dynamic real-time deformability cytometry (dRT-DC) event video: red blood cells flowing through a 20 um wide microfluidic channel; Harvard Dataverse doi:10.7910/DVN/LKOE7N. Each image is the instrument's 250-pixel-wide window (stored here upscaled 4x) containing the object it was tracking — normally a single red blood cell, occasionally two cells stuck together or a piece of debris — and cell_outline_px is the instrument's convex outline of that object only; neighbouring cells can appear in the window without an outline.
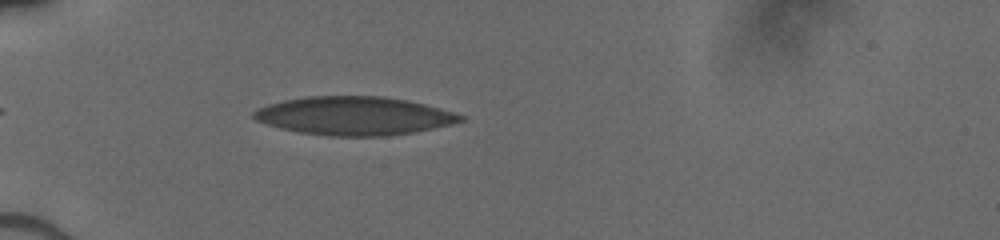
{"species": "human", "species_latin": "Homo sapiens", "temperature_condition": "cold", "stored_images_in_passage": 37, "camera_frame_rate_fps": 3000, "um_per_image_px": 0.085, "donor": {"sex": "male"}, "frame": {"image": 1, "passage_image": 3, "time_ms": 0.667, "image_size_px": [1000, 240], "cell_outline_px": [[464, 120], [452, 124], [412, 132], [388, 136], [328, 136], [300, 132], [280, 128], [256, 120], [252, 116], [252, 112], [268, 104], [284, 100], [304, 96], [380, 96], [408, 100], [424, 104], [452, 112], [464, 116]], "centroid_in_image_um": [30.08, 9.84], "position_along_channel_um": 54.9, "area_um2": 46.07}}
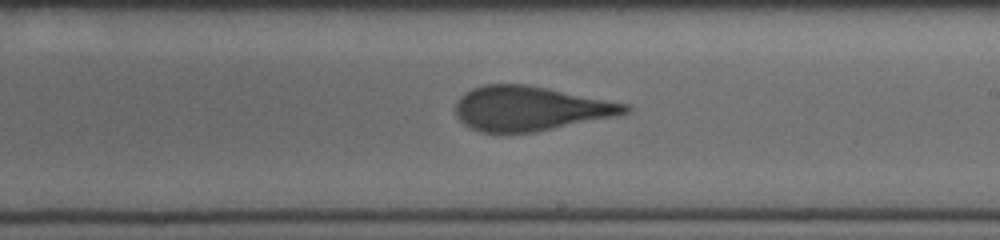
{"frame": {"image": 2, "passage_image": 18, "time_ms": 5.667, "image_size_px": [1000, 240], "cell_outline_px": [[632, 108], [628, 112], [616, 116], [536, 132], [480, 132], [464, 124], [456, 116], [456, 100], [460, 96], [472, 88], [484, 84], [524, 84], [628, 104]], "centroid_in_image_um": [45.04, 9.22], "position_along_channel_um": 244.0, "area_um2": 43.64}}
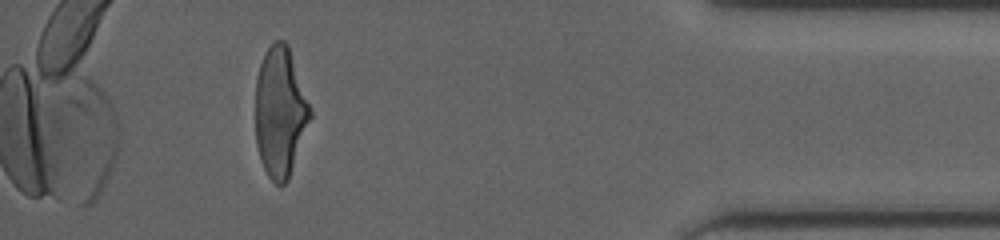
{"frame": {"image": 3, "passage_image": 33, "time_ms": 10.667, "image_size_px": [1000, 240], "cell_outline_px": [[312, 116], [288, 180], [284, 184], [276, 184], [268, 176], [260, 160], [256, 144], [256, 76], [264, 52], [276, 40], [284, 40], [288, 44], [312, 112]], "centroid_in_image_um": [23.81, 9.52], "position_along_channel_um": 411.4, "area_um2": 41.33}}